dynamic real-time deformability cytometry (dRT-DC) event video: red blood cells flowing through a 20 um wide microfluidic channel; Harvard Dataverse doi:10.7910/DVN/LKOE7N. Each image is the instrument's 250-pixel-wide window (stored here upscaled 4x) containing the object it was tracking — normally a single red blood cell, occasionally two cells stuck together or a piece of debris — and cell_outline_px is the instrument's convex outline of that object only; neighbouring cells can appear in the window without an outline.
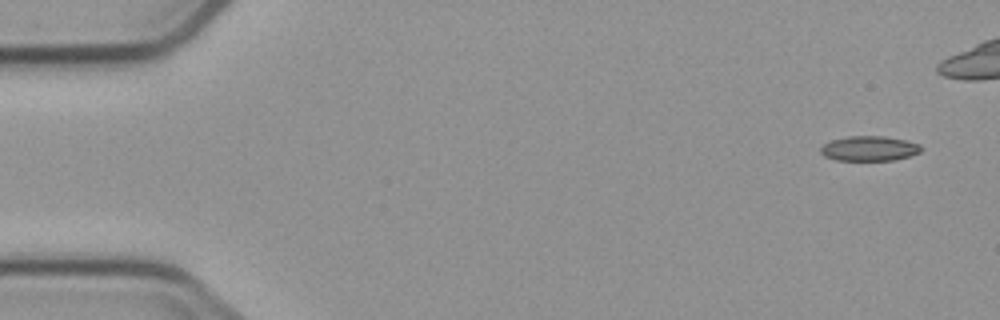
{"species": "common noctule bat (a hibernating species)", "species_latin": "Nyctalus noctula", "temperature_condition": "cold", "stored_images_in_passage": 7, "camera_frame_rate_fps": 3000, "um_per_image_px": 0.085, "animal": {"sex": "male", "body_mass_g": 23.1, "forearm_length_mm": 52.7}, "frame": {"image": 1, "passage_image": 1, "time_ms": 0.0, "image_size_px": [1000, 320], "cell_outline_px": [[924, 148], [920, 152], [908, 156], [892, 160], [836, 160], [824, 156], [820, 152], [820, 148], [824, 144], [832, 140], [848, 136], [884, 136], [904, 140], [920, 144]], "centroid_in_image_um": [73.89, 12.62], "position_along_channel_um": 11.1, "area_um2": 14.51}}
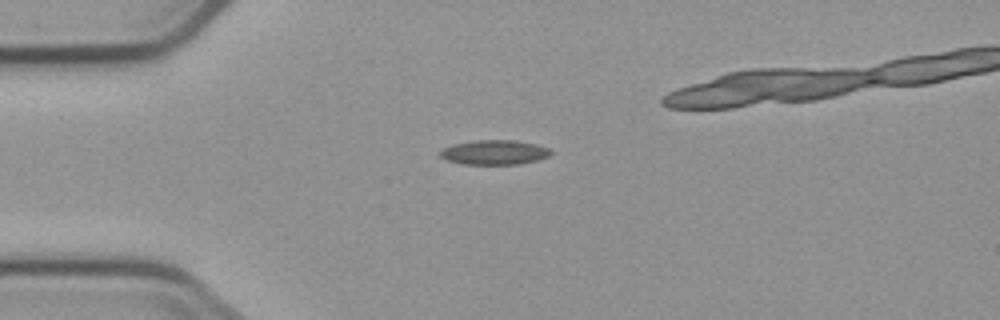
{"frame": {"image": 2, "passage_image": 4, "time_ms": 3.667, "image_size_px": [1000, 320], "cell_outline_px": [[552, 152], [548, 156], [536, 160], [516, 164], [460, 164], [444, 160], [440, 156], [440, 152], [444, 148], [452, 144], [476, 140], [512, 140], [536, 144], [548, 148]], "centroid_in_image_um": [41.97, 12.95], "position_along_channel_um": 43.0, "area_um2": 15.78}}
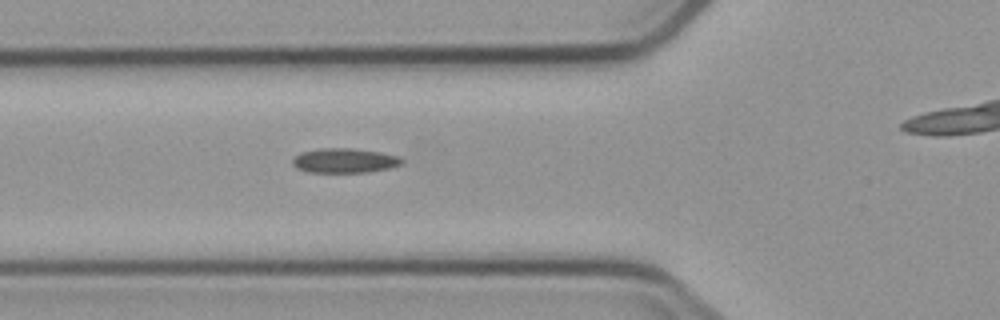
{"frame": {"image": 3, "passage_image": 6, "time_ms": 5.667, "image_size_px": [1000, 320], "cell_outline_px": [[404, 164], [388, 168], [368, 172], [308, 172], [296, 168], [292, 164], [292, 160], [300, 152], [320, 148], [352, 148], [380, 152], [400, 156], [404, 160]], "centroid_in_image_um": [29.3, 13.64], "position_along_channel_um": 96.5, "area_um2": 15.78}}